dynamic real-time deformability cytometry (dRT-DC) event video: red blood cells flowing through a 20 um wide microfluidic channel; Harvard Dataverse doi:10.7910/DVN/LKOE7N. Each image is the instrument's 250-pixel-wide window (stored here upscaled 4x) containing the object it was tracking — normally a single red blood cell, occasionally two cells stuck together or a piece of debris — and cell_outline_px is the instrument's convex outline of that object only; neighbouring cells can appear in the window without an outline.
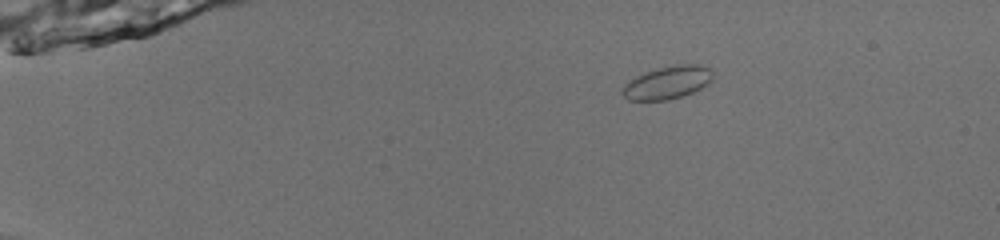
{"species": "common noctule bat (a hibernating species)", "species_latin": "Nyctalus noctula", "temperature_condition": "room temperature", "stored_images_in_passage": 43, "camera_frame_rate_fps": 3000, "um_per_image_px": 0.085, "animal": {"sex": "male", "body_mass_g": 13.0, "forearm_length_mm": 53.1}, "frame": {"image": 1, "passage_image": 1, "time_ms": 0.0, "image_size_px": [1000, 240], "cell_outline_px": [[712, 80], [700, 88], [692, 92], [668, 100], [628, 100], [620, 92], [620, 88], [624, 84], [636, 76], [656, 68], [676, 64], [700, 64], [708, 68], [712, 72]], "centroid_in_image_um": [56.69, 7.01], "position_along_channel_um": 28.3, "area_um2": 17.28}}
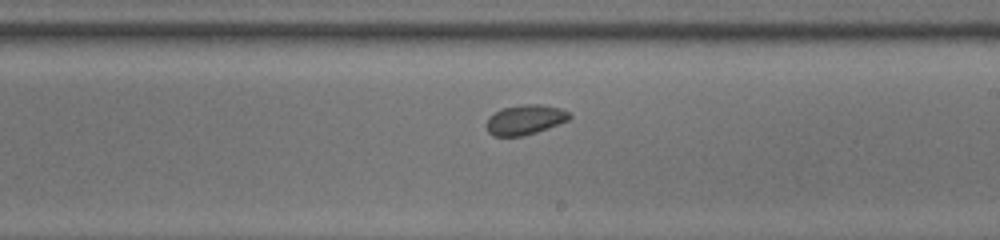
{"frame": {"image": 2, "passage_image": 24, "time_ms": 7.667, "image_size_px": [1000, 240], "cell_outline_px": [[572, 116], [568, 120], [548, 128], [524, 136], [492, 136], [488, 132], [488, 116], [504, 108], [524, 104], [540, 104], [560, 108], [568, 112]], "centroid_in_image_um": [44.65, 10.18], "position_along_channel_um": 244.4, "area_um2": 14.28}}
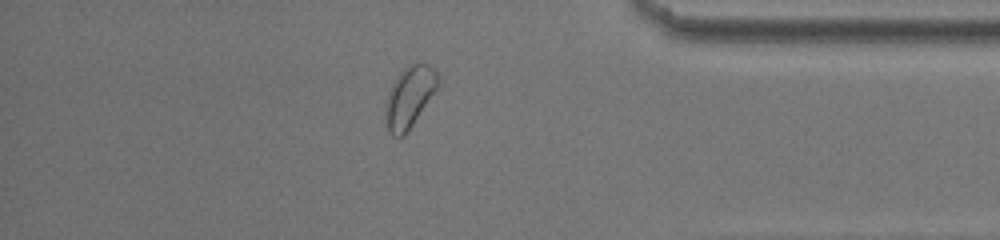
{"frame": {"image": 3, "passage_image": 37, "time_ms": 12.0, "image_size_px": [1000, 240], "cell_outline_px": [[440, 84], [404, 136], [392, 136], [388, 132], [384, 116], [384, 100], [392, 84], [400, 72], [412, 60], [416, 60], [432, 64], [440, 76]], "centroid_in_image_um": [34.8, 8.16], "position_along_channel_um": 400.4, "area_um2": 19.36}, "authors_computed_cell_mechanics": {"area_um2": 15.1436, "velocity_mm_per_s": 3.9769, "shape_relaxation_time_tau1_ms": 1.519, "shape_relaxation_time_tau2_ms": 2.7221, "deformation_change_tau1": 0.0316, "deformation_change_tau2": 0.0318}}